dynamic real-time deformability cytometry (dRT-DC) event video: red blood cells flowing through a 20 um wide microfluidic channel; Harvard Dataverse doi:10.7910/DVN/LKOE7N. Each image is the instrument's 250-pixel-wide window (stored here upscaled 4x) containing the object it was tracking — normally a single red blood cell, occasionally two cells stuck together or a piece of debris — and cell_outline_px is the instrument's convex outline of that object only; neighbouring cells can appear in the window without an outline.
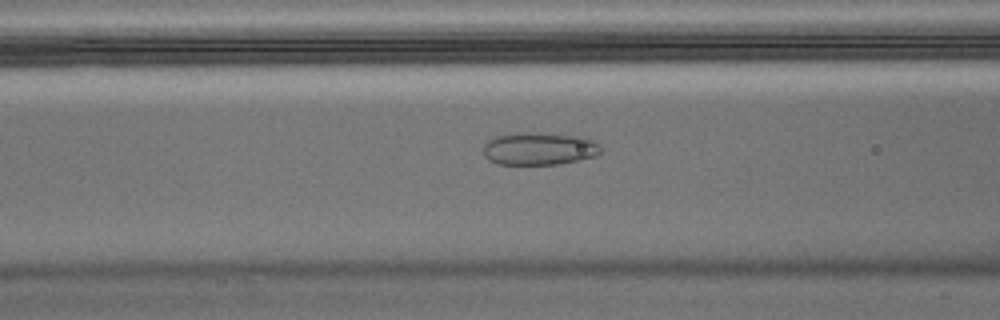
{"species": "Egyptian fruit bat (a non-hibernating species)", "species_latin": "Rousettus aegyptiacus", "temperature_condition": "warm", "stored_images_in_passage": 56, "camera_frame_rate_fps": 3000, "um_per_image_px": 0.085, "animal": {"sex": "male"}, "frame": {"image": 1, "passage_image": 22, "time_ms": 7.0, "image_size_px": [1000, 320], "cell_outline_px": [[600, 152], [596, 156], [580, 160], [556, 164], [496, 164], [488, 160], [484, 156], [484, 144], [488, 140], [496, 136], [508, 132], [540, 132], [584, 136], [600, 144]], "centroid_in_image_um": [45.82, 12.61], "position_along_channel_um": 120.8, "area_um2": 22.83}}
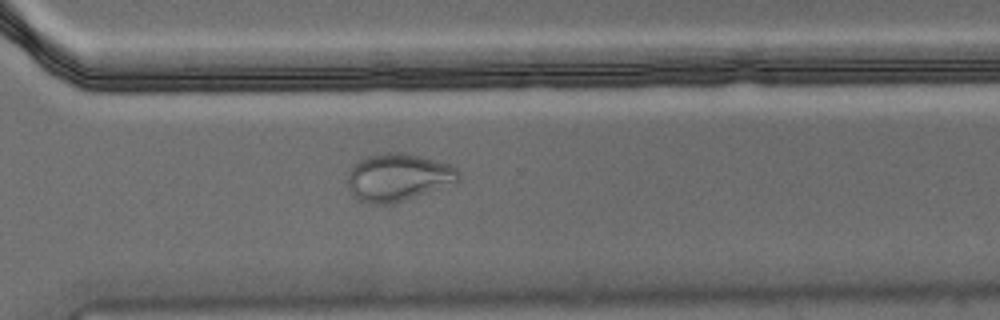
{"frame": {"image": 2, "passage_image": 40, "time_ms": 13.0, "image_size_px": [1000, 320], "cell_outline_px": [[460, 180], [456, 184], [392, 204], [368, 204], [360, 200], [348, 188], [348, 168], [360, 160], [376, 152], [400, 152], [448, 164], [456, 168], [460, 172]], "centroid_in_image_um": [33.84, 15.08], "position_along_channel_um": 336.8, "area_um2": 30.92}}
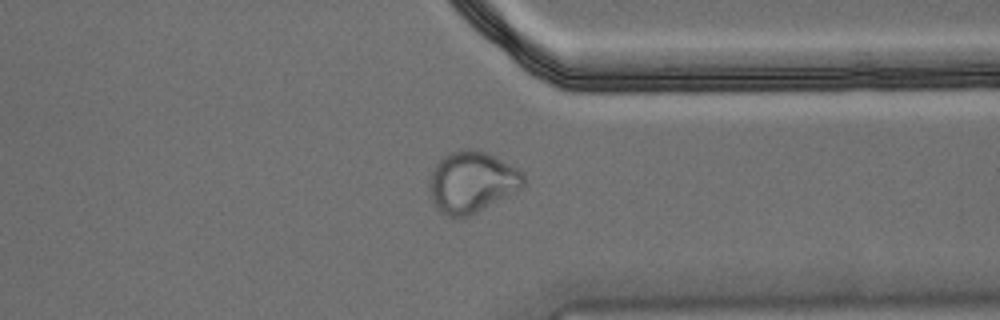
{"frame": {"image": 3, "passage_image": 43, "time_ms": 14.0, "image_size_px": [1000, 320], "cell_outline_px": [[524, 184], [520, 188], [476, 212], [468, 216], [448, 216], [432, 200], [428, 192], [428, 184], [432, 168], [448, 152], [464, 148], [472, 148], [484, 152], [524, 172]], "centroid_in_image_um": [40.06, 15.43], "position_along_channel_um": 371.3, "area_um2": 32.95}, "authors_computed_cell_mechanics": {"area_um2": 28.2931, "velocity_mm_per_s": 3.6069, "shape_relaxation_time_tau1_ms": null, "shape_relaxation_time_tau2_ms": 1.0229, "deformation_change_tau1": null, "deformation_change_tau2": 0.0568}}